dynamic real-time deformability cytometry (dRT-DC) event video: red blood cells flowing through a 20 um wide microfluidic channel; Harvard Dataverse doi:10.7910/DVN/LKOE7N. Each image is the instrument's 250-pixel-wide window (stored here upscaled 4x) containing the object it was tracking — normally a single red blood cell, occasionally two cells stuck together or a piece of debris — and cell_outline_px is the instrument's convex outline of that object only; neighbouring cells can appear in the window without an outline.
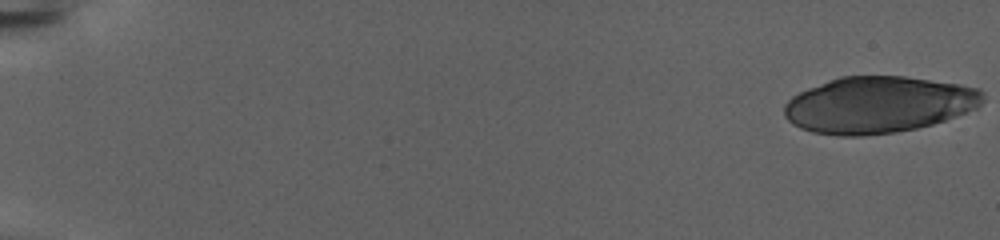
{"species": "human", "species_latin": "Homo sapiens", "temperature_condition": "warm", "stored_images_in_passage": 33, "camera_frame_rate_fps": 3000, "um_per_image_px": 0.085, "donor": {"sex": "female"}, "frame": {"image": 1, "passage_image": 1, "time_ms": 0.0, "image_size_px": [1000, 240], "cell_outline_px": [[984, 100], [976, 108], [956, 116], [932, 124], [916, 128], [896, 132], [864, 136], [836, 136], [812, 132], [800, 128], [792, 124], [784, 116], [784, 104], [792, 96], [808, 88], [828, 80], [840, 76], [904, 76], [960, 84], [980, 88], [984, 96]], "centroid_in_image_um": [74.64, 8.9], "position_along_channel_um": 10.4, "area_um2": 65.66}}